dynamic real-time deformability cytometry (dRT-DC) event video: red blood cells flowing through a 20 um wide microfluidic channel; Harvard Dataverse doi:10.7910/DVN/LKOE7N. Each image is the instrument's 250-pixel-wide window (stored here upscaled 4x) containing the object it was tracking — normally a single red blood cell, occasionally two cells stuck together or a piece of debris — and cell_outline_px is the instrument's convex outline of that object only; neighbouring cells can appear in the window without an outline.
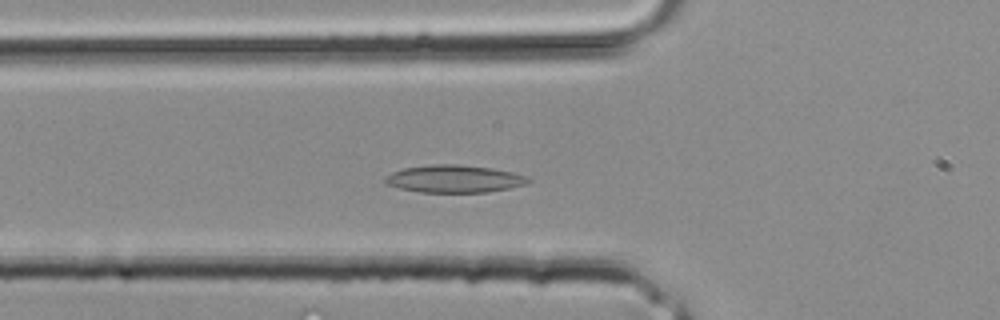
{"species": "common noctule bat (a hibernating species)", "species_latin": "Nyctalus noctula", "temperature_condition": "room temperature", "stored_images_in_passage": 32, "camera_frame_rate_fps": 3000, "um_per_image_px": 0.085, "animal": {"sex": "male", "body_mass_g": 20.4}, "frame": {"image": 1, "passage_image": 10, "time_ms": 3.0, "image_size_px": [1000, 320], "cell_outline_px": [[532, 180], [524, 184], [508, 188], [488, 192], [420, 192], [400, 188], [388, 184], [384, 180], [392, 172], [404, 168], [428, 164], [460, 164], [492, 168], [512, 172], [528, 176]], "centroid_in_image_um": [38.63, 15.19], "position_along_channel_um": 87.2, "area_um2": 22.83}}
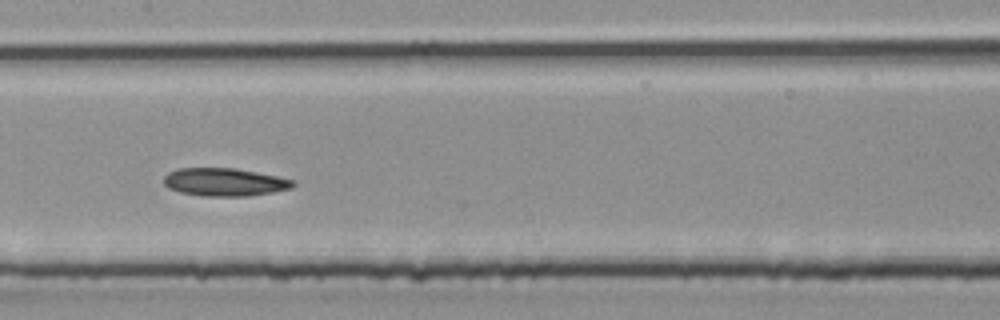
{"frame": {"image": 2, "passage_image": 15, "time_ms": 4.667, "image_size_px": [1000, 320], "cell_outline_px": [[296, 184], [292, 188], [272, 192], [248, 196], [204, 196], [180, 192], [168, 188], [164, 184], [164, 176], [168, 172], [180, 168], [236, 168], [296, 180]], "centroid_in_image_um": [19.1, 15.47], "position_along_channel_um": 188.3, "area_um2": 21.1}}
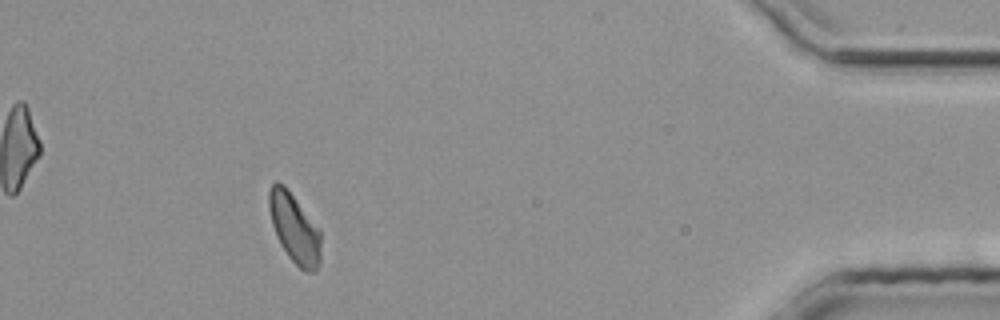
{"frame": {"image": 3, "passage_image": 29, "time_ms": 9.333, "image_size_px": [1000, 320], "cell_outline_px": [[320, 264], [316, 272], [304, 272], [288, 256], [280, 244], [276, 236], [272, 224], [268, 208], [268, 192], [272, 184], [276, 180], [284, 184], [320, 228]], "centroid_in_image_um": [25.03, 19.39], "position_along_channel_um": 410.2, "area_um2": 21.33}}